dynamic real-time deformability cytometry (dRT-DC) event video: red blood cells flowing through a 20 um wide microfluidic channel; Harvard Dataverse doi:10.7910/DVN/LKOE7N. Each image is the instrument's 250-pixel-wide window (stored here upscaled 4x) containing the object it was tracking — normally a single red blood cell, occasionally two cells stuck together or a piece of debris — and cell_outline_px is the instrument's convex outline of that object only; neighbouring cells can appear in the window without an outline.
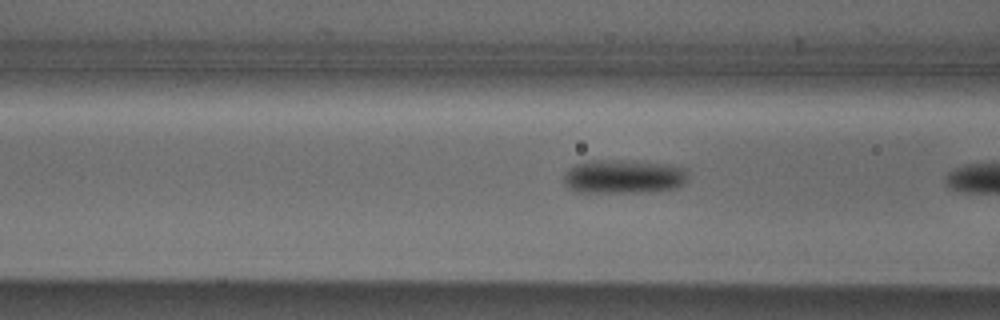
{"species": "Egyptian fruit bat (a non-hibernating species)", "species_latin": "Rousettus aegyptiacus", "temperature_condition": "cold", "stored_images_in_passage": 8, "camera_frame_rate_fps": 3000, "um_per_image_px": 0.085, "animal": {"sex": "male"}, "frame": {"image": 1, "passage_image": 7, "time_ms": 2.0, "image_size_px": [1000, 320], "cell_outline_px": [[684, 180], [676, 188], [648, 192], [580, 192], [568, 188], [564, 184], [564, 176], [568, 168], [576, 164], [588, 160], [636, 160], [668, 164], [684, 168]], "centroid_in_image_um": [52.93, 14.99], "position_along_channel_um": 113.7, "area_um2": 24.51}}